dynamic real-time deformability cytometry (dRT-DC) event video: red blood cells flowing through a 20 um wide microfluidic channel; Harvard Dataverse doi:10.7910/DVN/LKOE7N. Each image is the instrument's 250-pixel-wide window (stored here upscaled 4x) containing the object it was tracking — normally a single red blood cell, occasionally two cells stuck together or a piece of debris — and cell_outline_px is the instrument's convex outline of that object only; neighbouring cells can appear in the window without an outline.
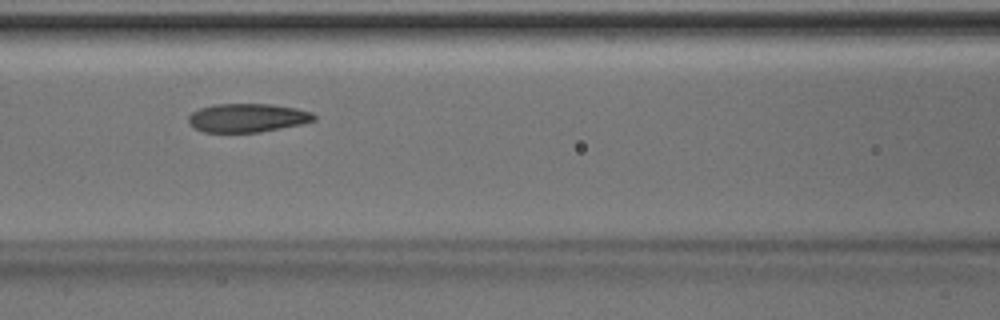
{"species": "Egyptian fruit bat (a non-hibernating species)", "species_latin": "Rousettus aegyptiacus", "temperature_condition": "room temperature", "stored_images_in_passage": 8, "camera_frame_rate_fps": 3000, "um_per_image_px": 0.085, "animal": {"sex": "male"}, "frame": {"image": 1, "passage_image": 6, "time_ms": 1.667, "image_size_px": [1000, 320], "cell_outline_px": [[316, 120], [300, 124], [260, 132], [204, 132], [192, 128], [188, 124], [188, 116], [192, 112], [200, 108], [212, 104], [272, 104], [296, 108], [312, 112], [316, 116]], "centroid_in_image_um": [20.99, 10.01], "position_along_channel_um": 145.6, "area_um2": 21.1}}